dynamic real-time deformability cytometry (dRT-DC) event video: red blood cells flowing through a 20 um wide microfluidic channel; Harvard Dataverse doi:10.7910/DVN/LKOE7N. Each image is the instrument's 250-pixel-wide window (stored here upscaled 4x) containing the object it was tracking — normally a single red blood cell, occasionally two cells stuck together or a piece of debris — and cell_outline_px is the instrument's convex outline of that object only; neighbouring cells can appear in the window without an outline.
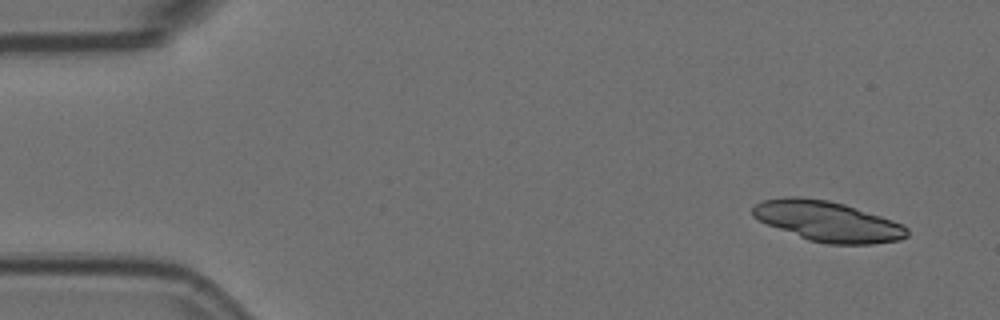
{"species": "Egyptian fruit bat (a non-hibernating species)", "species_latin": "Rousettus aegyptiacus", "temperature_condition": "room temperature", "stored_images_in_passage": 4, "camera_frame_rate_fps": 3000, "um_per_image_px": 0.085, "animal": {"sex": "female"}, "frame": {"image": 1, "passage_image": 1, "time_ms": 0.0, "image_size_px": [1000, 320], "cell_outline_px": [[908, 236], [900, 240], [872, 244], [828, 244], [808, 240], [768, 224], [752, 216], [752, 208], [760, 200], [784, 196], [800, 196], [828, 200], [844, 204], [904, 224], [908, 228]], "centroid_in_image_um": [70.35, 18.8], "position_along_channel_um": 14.7, "area_um2": 36.24}}